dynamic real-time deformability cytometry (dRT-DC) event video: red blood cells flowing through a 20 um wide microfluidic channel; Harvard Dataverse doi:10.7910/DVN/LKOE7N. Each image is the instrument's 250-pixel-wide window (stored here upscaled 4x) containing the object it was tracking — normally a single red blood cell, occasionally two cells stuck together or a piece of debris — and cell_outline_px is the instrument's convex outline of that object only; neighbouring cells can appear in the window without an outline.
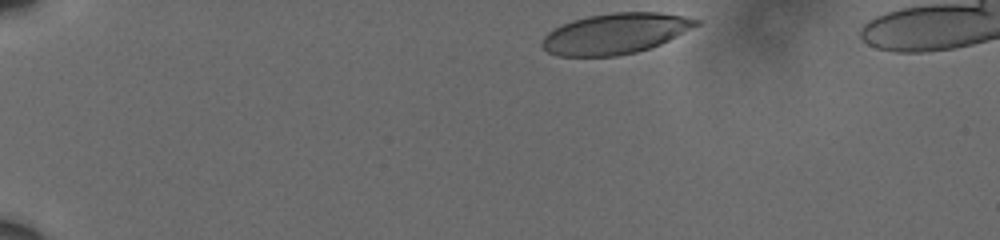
{"species": "human", "species_latin": "Homo sapiens", "temperature_condition": "cold", "stored_images_in_passage": 39, "camera_frame_rate_fps": 3000, "um_per_image_px": 0.085, "donor": {"sex": "male"}, "frame": {"image": 1, "passage_image": 1, "time_ms": 0.0, "image_size_px": [1000, 240], "cell_outline_px": [[700, 24], [660, 44], [636, 52], [616, 56], [556, 56], [548, 52], [540, 44], [544, 36], [552, 28], [572, 20], [588, 16], [612, 12], [656, 12], [680, 16], [700, 20]], "centroid_in_image_um": [52.24, 2.86], "position_along_channel_um": 32.8, "area_um2": 36.3}}
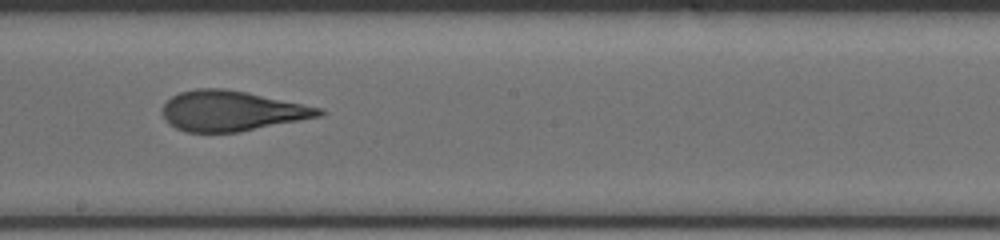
{"frame": {"image": 2, "passage_image": 18, "time_ms": 5.667, "image_size_px": [1000, 240], "cell_outline_px": [[328, 112], [320, 116], [240, 132], [188, 132], [176, 128], [168, 124], [164, 116], [164, 104], [172, 96], [180, 92], [196, 88], [224, 88], [244, 92], [320, 108]], "centroid_in_image_um": [19.66, 9.43], "position_along_channel_um": 228.5, "area_um2": 36.18}}
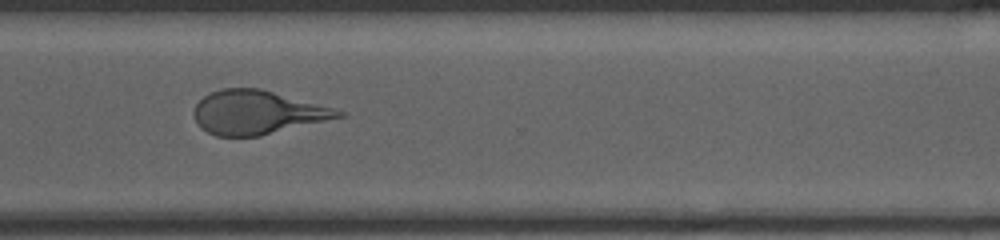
{"frame": {"image": 3, "passage_image": 28, "time_ms": 9.0, "image_size_px": [1000, 240], "cell_outline_px": [[344, 116], [260, 136], [216, 136], [200, 128], [192, 112], [196, 104], [204, 96], [220, 88], [260, 88], [332, 108], [344, 112]], "centroid_in_image_um": [21.8, 9.56], "position_along_channel_um": 348.8, "area_um2": 36.41}, "authors_computed_cell_mechanics": {"area_um2": 36.7608, "velocity_mm_per_s": 3.6238, "shape_relaxation_time_tau1_ms": 5.315, "shape_relaxation_time_tau2_ms": 1.288, "deformation_change_tau1": 0.198, "deformation_change_tau2": 0.0921}}